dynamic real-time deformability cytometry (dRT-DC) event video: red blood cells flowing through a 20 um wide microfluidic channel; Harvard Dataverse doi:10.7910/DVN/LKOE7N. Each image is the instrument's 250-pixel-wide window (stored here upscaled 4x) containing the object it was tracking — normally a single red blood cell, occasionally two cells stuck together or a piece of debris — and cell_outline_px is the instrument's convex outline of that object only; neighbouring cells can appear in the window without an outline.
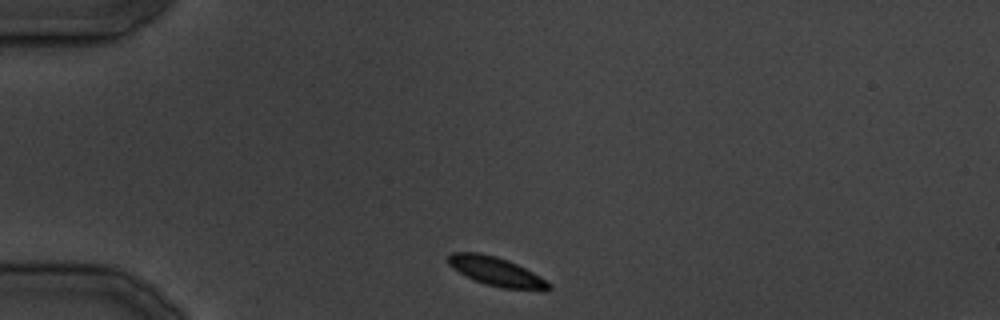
{"species": "common noctule bat (a hibernating species)", "species_latin": "Nyctalus noctula", "temperature_condition": "cold", "stored_images_in_passage": 20, "camera_frame_rate_fps": 3000, "um_per_image_px": 0.085, "animal": {"sex": "male", "body_mass_g": 19.5, "forearm_length_mm": 54.6}, "frame": {"image": 1, "passage_image": 1, "time_ms": 0.0, "image_size_px": [1000, 320], "cell_outline_px": [[552, 288], [544, 292], [504, 288], [484, 284], [452, 268], [448, 264], [448, 256], [452, 252], [480, 252], [496, 256], [508, 260], [540, 276], [552, 284]], "centroid_in_image_um": [42.25, 23.1], "position_along_channel_um": 42.8, "area_um2": 17.11}}
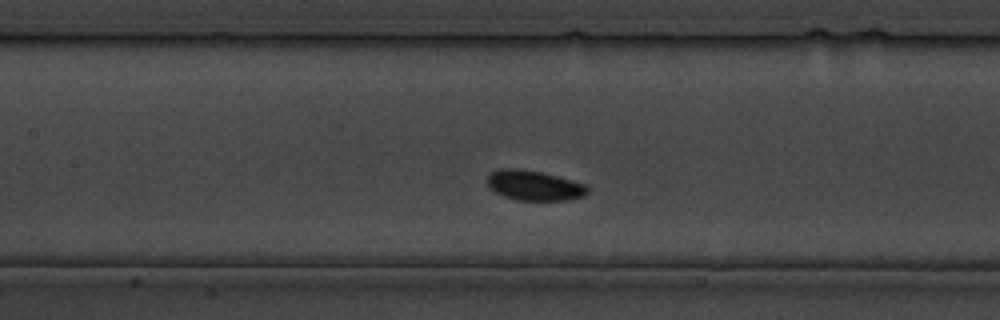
{"frame": {"image": 2, "passage_image": 10, "time_ms": 10.333, "image_size_px": [1000, 320], "cell_outline_px": [[588, 192], [584, 196], [568, 200], [516, 200], [504, 196], [488, 188], [488, 172], [500, 168], [520, 168], [540, 172], [556, 176], [584, 184], [588, 188]], "centroid_in_image_um": [45.36, 15.76], "position_along_channel_um": 162.0, "area_um2": 17.51}}
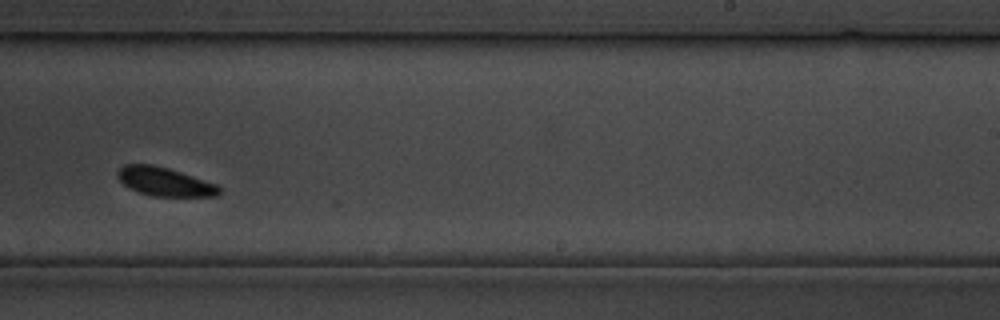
{"frame": {"image": 3, "passage_image": 16, "time_ms": 18.0, "image_size_px": [1000, 320], "cell_outline_px": [[220, 192], [216, 196], [152, 196], [128, 188], [116, 176], [116, 172], [124, 164], [152, 164], [168, 168], [216, 184], [220, 188]], "centroid_in_image_um": [13.95, 15.44], "position_along_channel_um": 275.0, "area_um2": 16.82}}